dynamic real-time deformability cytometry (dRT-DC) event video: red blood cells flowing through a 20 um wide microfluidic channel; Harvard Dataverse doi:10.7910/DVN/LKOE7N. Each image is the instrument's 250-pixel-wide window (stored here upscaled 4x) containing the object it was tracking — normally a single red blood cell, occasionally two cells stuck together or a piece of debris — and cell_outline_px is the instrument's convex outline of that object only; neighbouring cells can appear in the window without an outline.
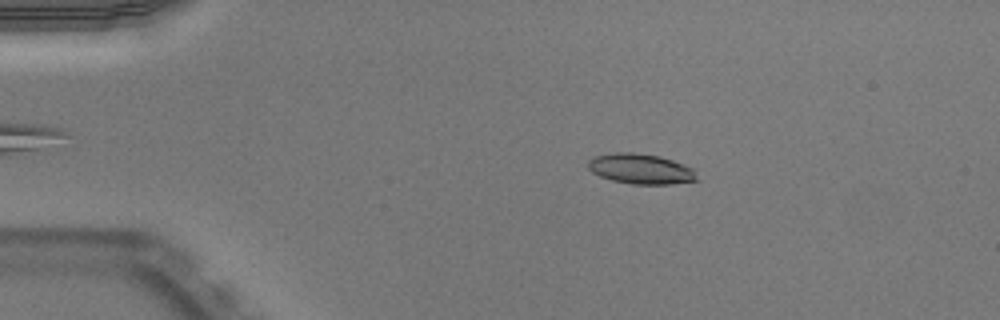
{"species": "Egyptian fruit bat (a non-hibernating species)", "species_latin": "Rousettus aegyptiacus", "temperature_condition": "warm", "stored_images_in_passage": 44, "camera_frame_rate_fps": 3000, "um_per_image_px": 0.085, "animal": {"sex": "male"}, "frame": {"image": 1, "passage_image": 9, "time_ms": 2.667, "image_size_px": [1000, 320], "cell_outline_px": [[696, 180], [668, 184], [632, 184], [612, 180], [600, 176], [592, 172], [588, 168], [588, 160], [596, 156], [612, 152], [632, 152], [660, 156], [672, 160], [692, 168], [696, 176]], "centroid_in_image_um": [54.41, 14.34], "position_along_channel_um": 30.6, "area_um2": 18.96}}
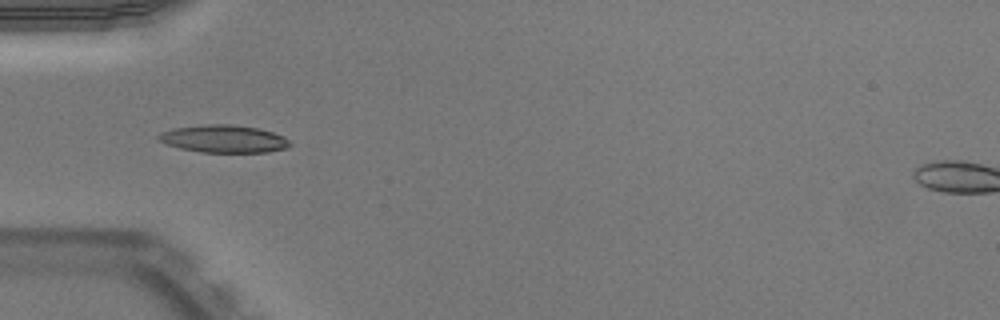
{"frame": {"image": 2, "passage_image": 16, "time_ms": 5.0, "image_size_px": [1000, 320], "cell_outline_px": [[292, 144], [288, 148], [268, 152], [200, 152], [180, 148], [168, 144], [160, 140], [156, 136], [160, 132], [172, 128], [204, 124], [232, 124], [260, 128], [284, 136]], "centroid_in_image_um": [19.04, 11.79], "position_along_channel_um": 66.0, "area_um2": 21.27}}
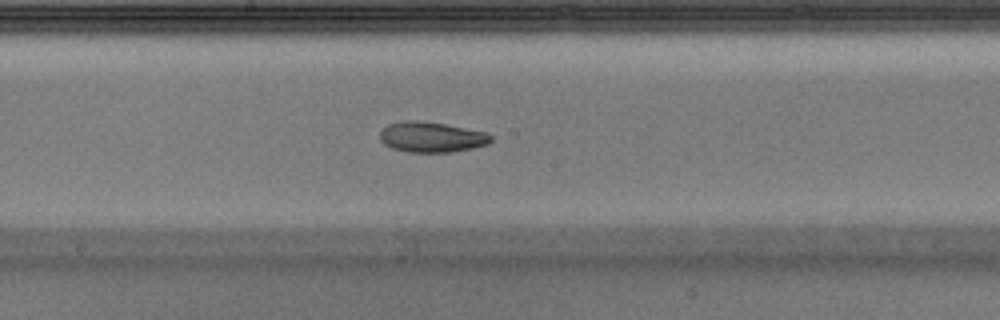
{"frame": {"image": 3, "passage_image": 27, "time_ms": 8.667, "image_size_px": [1000, 320], "cell_outline_px": [[492, 140], [488, 144], [472, 148], [448, 152], [408, 152], [392, 148], [384, 144], [380, 140], [380, 132], [388, 124], [404, 120], [420, 120], [444, 124], [484, 132], [492, 136]], "centroid_in_image_um": [36.64, 11.65], "position_along_channel_um": 211.6, "area_um2": 19.54}, "authors_computed_cell_mechanics": {"area_um2": 19.3052, "velocity_mm_per_s": 3.9702, "shape_relaxation_time_tau1_ms": 3.895, "shape_relaxation_time_tau2_ms": 3.9309, "deformation_change_tau1": 0.1661, "deformation_change_tau2": 0.1026}}